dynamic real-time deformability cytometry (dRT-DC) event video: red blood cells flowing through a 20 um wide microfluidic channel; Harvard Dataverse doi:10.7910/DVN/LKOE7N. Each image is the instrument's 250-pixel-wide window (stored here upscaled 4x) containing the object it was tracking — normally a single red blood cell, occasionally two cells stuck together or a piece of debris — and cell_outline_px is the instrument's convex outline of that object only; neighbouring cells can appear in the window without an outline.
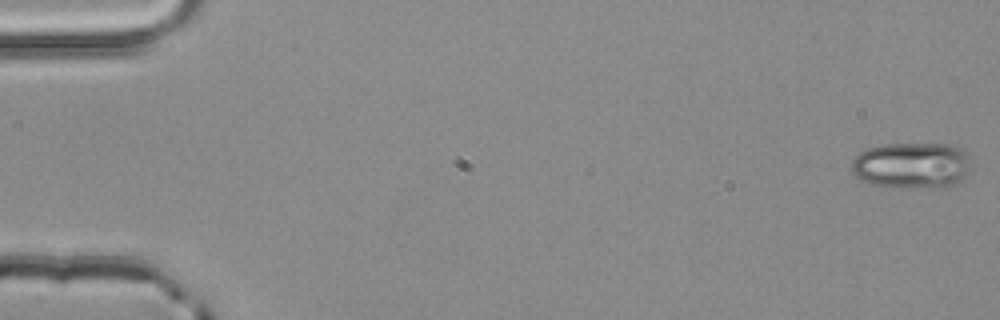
{"species": "common noctule bat (a hibernating species)", "species_latin": "Nyctalus noctula", "temperature_condition": "room temperature", "stored_images_in_passage": 3, "camera_frame_rate_fps": 3000, "um_per_image_px": 0.085, "animal": {"sex": "male", "body_mass_g": 20.4}, "frame": {"image": 1, "passage_image": 1, "time_ms": 0.0, "image_size_px": [1000, 320], "cell_outline_px": [[972, 156], [968, 172], [956, 184], [948, 188], [900, 188], [872, 184], [856, 176], [852, 172], [852, 160], [860, 152], [868, 148], [884, 144], [948, 144], [960, 148]], "centroid_in_image_um": [77.55, 14.07], "position_along_channel_um": 7.5, "area_um2": 32.6}}